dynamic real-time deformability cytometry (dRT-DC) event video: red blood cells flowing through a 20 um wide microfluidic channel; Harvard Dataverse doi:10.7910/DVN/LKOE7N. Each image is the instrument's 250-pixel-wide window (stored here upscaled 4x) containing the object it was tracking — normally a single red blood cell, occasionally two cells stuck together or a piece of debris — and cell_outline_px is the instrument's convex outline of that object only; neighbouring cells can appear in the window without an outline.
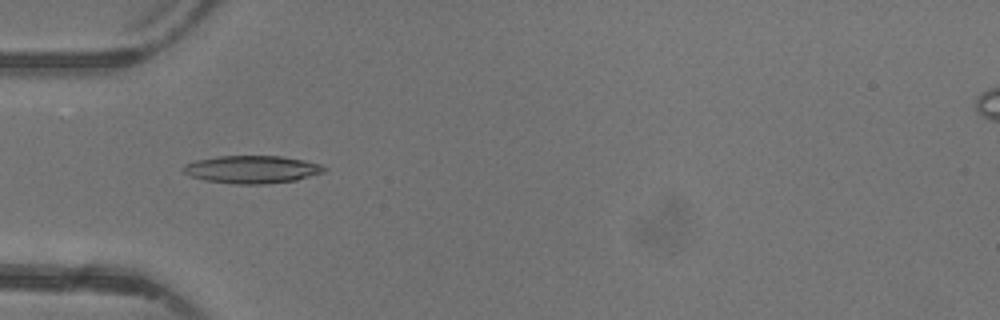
{"species": "common noctule bat (a hibernating species)", "species_latin": "Nyctalus noctula", "temperature_condition": "warm", "stored_images_in_passage": 4, "camera_frame_rate_fps": 3000, "um_per_image_px": 0.085, "animal": {"sex": "female"}, "frame": {"image": 1, "passage_image": 3, "time_ms": 2.667, "image_size_px": [1000, 320], "cell_outline_px": [[328, 168], [324, 172], [296, 180], [264, 184], [236, 184], [204, 180], [188, 176], [180, 168], [184, 164], [196, 160], [220, 156], [280, 156], [304, 160], [320, 164]], "centroid_in_image_um": [21.39, 14.4], "position_along_channel_um": 63.6, "area_um2": 22.83}}
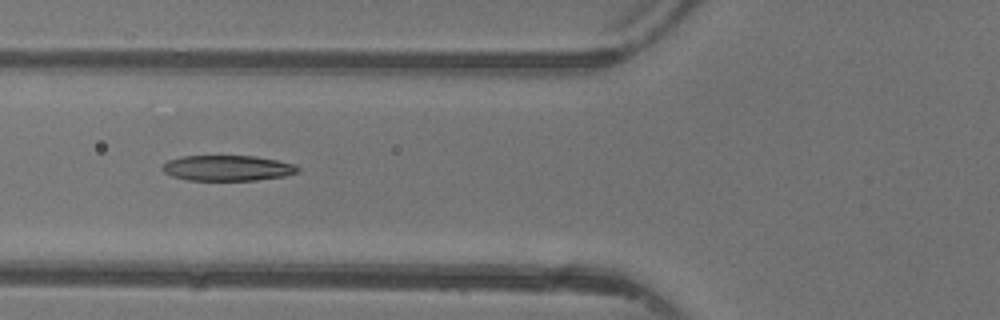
{"frame": {"image": 2, "passage_image": 4, "time_ms": 3.667, "image_size_px": [1000, 320], "cell_outline_px": [[300, 172], [284, 176], [256, 180], [188, 180], [172, 176], [164, 172], [160, 168], [168, 160], [180, 156], [256, 156], [296, 164], [300, 168]], "centroid_in_image_um": [19.35, 14.28], "position_along_channel_um": 106.5, "area_um2": 20.23}}